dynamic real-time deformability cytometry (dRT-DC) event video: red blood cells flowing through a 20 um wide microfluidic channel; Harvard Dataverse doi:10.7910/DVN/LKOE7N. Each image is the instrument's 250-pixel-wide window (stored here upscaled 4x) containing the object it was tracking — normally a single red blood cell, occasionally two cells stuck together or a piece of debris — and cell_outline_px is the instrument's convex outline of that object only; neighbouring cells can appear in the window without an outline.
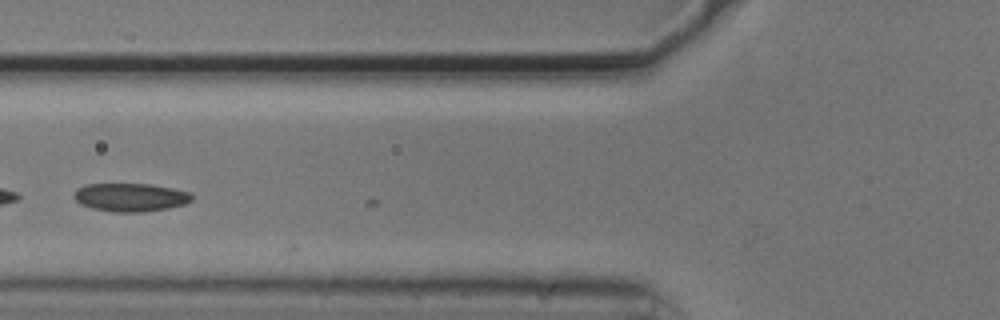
{"species": "common noctule bat (a hibernating species)", "species_latin": "Nyctalus noctula", "temperature_condition": "cold", "stored_images_in_passage": 8, "camera_frame_rate_fps": 3000, "um_per_image_px": 0.085, "animal": {"sex": "male", "body_mass_g": 20.5, "forearm_length_mm": 52.5}, "frame": {"image": 1, "passage_image": 7, "time_ms": 2.0, "image_size_px": [1000, 320], "cell_outline_px": [[192, 200], [184, 204], [168, 208], [140, 212], [112, 212], [92, 208], [80, 204], [72, 196], [76, 188], [84, 184], [152, 184], [172, 188], [188, 192], [192, 196]], "centroid_in_image_um": [11.04, 16.76], "position_along_channel_um": 114.8, "area_um2": 19.48}}